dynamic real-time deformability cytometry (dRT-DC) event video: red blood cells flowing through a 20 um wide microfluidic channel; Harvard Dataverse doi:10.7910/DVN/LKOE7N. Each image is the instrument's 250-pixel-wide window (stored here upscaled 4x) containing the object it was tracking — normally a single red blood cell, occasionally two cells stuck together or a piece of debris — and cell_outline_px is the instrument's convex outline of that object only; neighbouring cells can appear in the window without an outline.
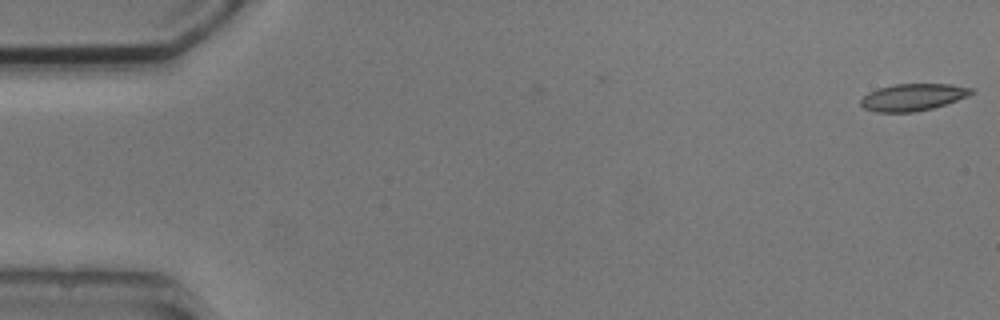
{"species": "common noctule bat (a hibernating species)", "species_latin": "Nyctalus noctula", "temperature_condition": "cold", "stored_images_in_passage": 6, "camera_frame_rate_fps": 3000, "um_per_image_px": 0.085, "animal": {"sex": "male", "body_mass_g": 20.5, "forearm_length_mm": 52.5}, "frame": {"image": 1, "passage_image": 1, "time_ms": 0.0, "image_size_px": [1000, 320], "cell_outline_px": [[976, 92], [968, 96], [932, 108], [916, 112], [876, 112], [864, 108], [860, 104], [860, 100], [868, 92], [880, 88], [896, 84], [952, 84], [972, 88]], "centroid_in_image_um": [77.6, 8.26], "position_along_channel_um": 7.4, "area_um2": 17.34}}
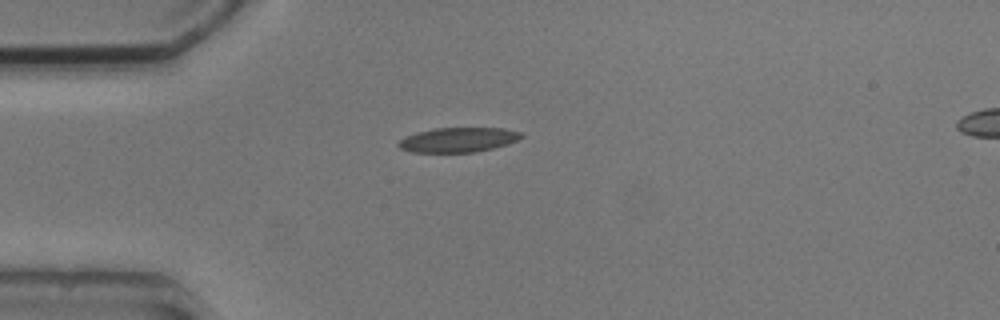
{"frame": {"image": 2, "passage_image": 4, "time_ms": 4.333, "image_size_px": [1000, 320], "cell_outline_px": [[524, 136], [508, 144], [476, 152], [412, 152], [400, 148], [396, 144], [404, 136], [416, 132], [436, 128], [504, 128], [520, 132]], "centroid_in_image_um": [38.92, 11.88], "position_along_channel_um": 46.1, "area_um2": 17.63}}